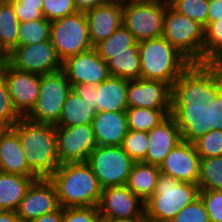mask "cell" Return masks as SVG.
Returning <instances> with one entry per match:
<instances>
[{"mask_svg":"<svg viewBox=\"0 0 222 222\" xmlns=\"http://www.w3.org/2000/svg\"><path fill=\"white\" fill-rule=\"evenodd\" d=\"M97 207L102 220L145 219V203L126 185L103 188Z\"/></svg>","mask_w":222,"mask_h":222,"instance_id":"4fadbf2b","label":"cell"},{"mask_svg":"<svg viewBox=\"0 0 222 222\" xmlns=\"http://www.w3.org/2000/svg\"><path fill=\"white\" fill-rule=\"evenodd\" d=\"M20 23L43 18V0H9Z\"/></svg>","mask_w":222,"mask_h":222,"instance_id":"f35d334b","label":"cell"},{"mask_svg":"<svg viewBox=\"0 0 222 222\" xmlns=\"http://www.w3.org/2000/svg\"><path fill=\"white\" fill-rule=\"evenodd\" d=\"M92 127L97 146H121L128 131L126 112H97Z\"/></svg>","mask_w":222,"mask_h":222,"instance_id":"cb8c5ba5","label":"cell"},{"mask_svg":"<svg viewBox=\"0 0 222 222\" xmlns=\"http://www.w3.org/2000/svg\"><path fill=\"white\" fill-rule=\"evenodd\" d=\"M85 16L89 38L94 47L123 24V0H109L106 4L85 11Z\"/></svg>","mask_w":222,"mask_h":222,"instance_id":"ffe728a7","label":"cell"},{"mask_svg":"<svg viewBox=\"0 0 222 222\" xmlns=\"http://www.w3.org/2000/svg\"><path fill=\"white\" fill-rule=\"evenodd\" d=\"M87 163L102 188L126 185L135 163L121 146H96Z\"/></svg>","mask_w":222,"mask_h":222,"instance_id":"30bf717a","label":"cell"},{"mask_svg":"<svg viewBox=\"0 0 222 222\" xmlns=\"http://www.w3.org/2000/svg\"><path fill=\"white\" fill-rule=\"evenodd\" d=\"M200 190H222V156L201 158Z\"/></svg>","mask_w":222,"mask_h":222,"instance_id":"1f68e13d","label":"cell"},{"mask_svg":"<svg viewBox=\"0 0 222 222\" xmlns=\"http://www.w3.org/2000/svg\"><path fill=\"white\" fill-rule=\"evenodd\" d=\"M210 222H222V190H200Z\"/></svg>","mask_w":222,"mask_h":222,"instance_id":"b9f144b4","label":"cell"},{"mask_svg":"<svg viewBox=\"0 0 222 222\" xmlns=\"http://www.w3.org/2000/svg\"><path fill=\"white\" fill-rule=\"evenodd\" d=\"M125 112L128 129L144 132H149L171 115V109H150L143 107H129Z\"/></svg>","mask_w":222,"mask_h":222,"instance_id":"4dcf8cb0","label":"cell"},{"mask_svg":"<svg viewBox=\"0 0 222 222\" xmlns=\"http://www.w3.org/2000/svg\"><path fill=\"white\" fill-rule=\"evenodd\" d=\"M121 148L134 162H142L148 149V132L128 129Z\"/></svg>","mask_w":222,"mask_h":222,"instance_id":"d590c367","label":"cell"},{"mask_svg":"<svg viewBox=\"0 0 222 222\" xmlns=\"http://www.w3.org/2000/svg\"><path fill=\"white\" fill-rule=\"evenodd\" d=\"M222 50V20L208 23L205 27L203 63H209Z\"/></svg>","mask_w":222,"mask_h":222,"instance_id":"8d00e7d4","label":"cell"},{"mask_svg":"<svg viewBox=\"0 0 222 222\" xmlns=\"http://www.w3.org/2000/svg\"><path fill=\"white\" fill-rule=\"evenodd\" d=\"M163 37L191 63H203L205 28L174 10L169 3L164 15Z\"/></svg>","mask_w":222,"mask_h":222,"instance_id":"8992f818","label":"cell"},{"mask_svg":"<svg viewBox=\"0 0 222 222\" xmlns=\"http://www.w3.org/2000/svg\"><path fill=\"white\" fill-rule=\"evenodd\" d=\"M222 20V0H209L208 23Z\"/></svg>","mask_w":222,"mask_h":222,"instance_id":"f6af8a7d","label":"cell"},{"mask_svg":"<svg viewBox=\"0 0 222 222\" xmlns=\"http://www.w3.org/2000/svg\"><path fill=\"white\" fill-rule=\"evenodd\" d=\"M222 90V76L209 63H192L172 85L171 104H209Z\"/></svg>","mask_w":222,"mask_h":222,"instance_id":"5b68a950","label":"cell"},{"mask_svg":"<svg viewBox=\"0 0 222 222\" xmlns=\"http://www.w3.org/2000/svg\"><path fill=\"white\" fill-rule=\"evenodd\" d=\"M177 12L198 22L204 28L208 24L209 0H168Z\"/></svg>","mask_w":222,"mask_h":222,"instance_id":"836d02e7","label":"cell"},{"mask_svg":"<svg viewBox=\"0 0 222 222\" xmlns=\"http://www.w3.org/2000/svg\"><path fill=\"white\" fill-rule=\"evenodd\" d=\"M13 128L18 133L30 170L38 178H49L61 165L57 153L56 126L35 123L22 117Z\"/></svg>","mask_w":222,"mask_h":222,"instance_id":"6da1fadb","label":"cell"},{"mask_svg":"<svg viewBox=\"0 0 222 222\" xmlns=\"http://www.w3.org/2000/svg\"><path fill=\"white\" fill-rule=\"evenodd\" d=\"M4 129H5V127L2 124H0V134Z\"/></svg>","mask_w":222,"mask_h":222,"instance_id":"816d5d0a","label":"cell"},{"mask_svg":"<svg viewBox=\"0 0 222 222\" xmlns=\"http://www.w3.org/2000/svg\"><path fill=\"white\" fill-rule=\"evenodd\" d=\"M59 207L54 184L49 178H39L28 187L16 213L24 222H28Z\"/></svg>","mask_w":222,"mask_h":222,"instance_id":"ac0fdd59","label":"cell"},{"mask_svg":"<svg viewBox=\"0 0 222 222\" xmlns=\"http://www.w3.org/2000/svg\"><path fill=\"white\" fill-rule=\"evenodd\" d=\"M33 181L31 177L0 172V210L16 211Z\"/></svg>","mask_w":222,"mask_h":222,"instance_id":"484cf974","label":"cell"},{"mask_svg":"<svg viewBox=\"0 0 222 222\" xmlns=\"http://www.w3.org/2000/svg\"><path fill=\"white\" fill-rule=\"evenodd\" d=\"M102 222H146V219L102 220Z\"/></svg>","mask_w":222,"mask_h":222,"instance_id":"f907efd6","label":"cell"},{"mask_svg":"<svg viewBox=\"0 0 222 222\" xmlns=\"http://www.w3.org/2000/svg\"><path fill=\"white\" fill-rule=\"evenodd\" d=\"M57 153L60 164L87 162L97 146L92 123L69 127H56Z\"/></svg>","mask_w":222,"mask_h":222,"instance_id":"5bb4252c","label":"cell"},{"mask_svg":"<svg viewBox=\"0 0 222 222\" xmlns=\"http://www.w3.org/2000/svg\"><path fill=\"white\" fill-rule=\"evenodd\" d=\"M181 140L180 129L169 115L148 132V149L142 162L159 166Z\"/></svg>","mask_w":222,"mask_h":222,"instance_id":"7402d4cb","label":"cell"},{"mask_svg":"<svg viewBox=\"0 0 222 222\" xmlns=\"http://www.w3.org/2000/svg\"><path fill=\"white\" fill-rule=\"evenodd\" d=\"M77 11L74 0H43V17L50 22Z\"/></svg>","mask_w":222,"mask_h":222,"instance_id":"ab89813d","label":"cell"},{"mask_svg":"<svg viewBox=\"0 0 222 222\" xmlns=\"http://www.w3.org/2000/svg\"><path fill=\"white\" fill-rule=\"evenodd\" d=\"M170 222H210L201 198L185 206Z\"/></svg>","mask_w":222,"mask_h":222,"instance_id":"60d3db41","label":"cell"},{"mask_svg":"<svg viewBox=\"0 0 222 222\" xmlns=\"http://www.w3.org/2000/svg\"><path fill=\"white\" fill-rule=\"evenodd\" d=\"M20 22L9 0L0 5V55L6 57L18 46Z\"/></svg>","mask_w":222,"mask_h":222,"instance_id":"83f0119b","label":"cell"},{"mask_svg":"<svg viewBox=\"0 0 222 222\" xmlns=\"http://www.w3.org/2000/svg\"><path fill=\"white\" fill-rule=\"evenodd\" d=\"M71 90L63 70L41 75L38 100L26 118L35 123L56 125Z\"/></svg>","mask_w":222,"mask_h":222,"instance_id":"ba28073f","label":"cell"},{"mask_svg":"<svg viewBox=\"0 0 222 222\" xmlns=\"http://www.w3.org/2000/svg\"><path fill=\"white\" fill-rule=\"evenodd\" d=\"M171 116L183 141L193 143L210 131L208 104H171Z\"/></svg>","mask_w":222,"mask_h":222,"instance_id":"44dd1931","label":"cell"},{"mask_svg":"<svg viewBox=\"0 0 222 222\" xmlns=\"http://www.w3.org/2000/svg\"><path fill=\"white\" fill-rule=\"evenodd\" d=\"M159 166L135 162L128 176L126 186L144 203L155 193Z\"/></svg>","mask_w":222,"mask_h":222,"instance_id":"d4e9b609","label":"cell"},{"mask_svg":"<svg viewBox=\"0 0 222 222\" xmlns=\"http://www.w3.org/2000/svg\"><path fill=\"white\" fill-rule=\"evenodd\" d=\"M62 218H63V208L60 206L54 212L44 214L28 222H62Z\"/></svg>","mask_w":222,"mask_h":222,"instance_id":"bcb514c9","label":"cell"},{"mask_svg":"<svg viewBox=\"0 0 222 222\" xmlns=\"http://www.w3.org/2000/svg\"><path fill=\"white\" fill-rule=\"evenodd\" d=\"M172 86L161 80H129L127 87L128 107L171 109Z\"/></svg>","mask_w":222,"mask_h":222,"instance_id":"d6986e66","label":"cell"},{"mask_svg":"<svg viewBox=\"0 0 222 222\" xmlns=\"http://www.w3.org/2000/svg\"><path fill=\"white\" fill-rule=\"evenodd\" d=\"M107 66L111 76L128 80L141 79L139 52L108 53Z\"/></svg>","mask_w":222,"mask_h":222,"instance_id":"f546056e","label":"cell"},{"mask_svg":"<svg viewBox=\"0 0 222 222\" xmlns=\"http://www.w3.org/2000/svg\"><path fill=\"white\" fill-rule=\"evenodd\" d=\"M141 78L161 80L171 86L192 64L162 36L138 42Z\"/></svg>","mask_w":222,"mask_h":222,"instance_id":"3957f363","label":"cell"},{"mask_svg":"<svg viewBox=\"0 0 222 222\" xmlns=\"http://www.w3.org/2000/svg\"><path fill=\"white\" fill-rule=\"evenodd\" d=\"M22 116L13 105L12 98L8 91L4 71L0 68V124L5 128L13 127Z\"/></svg>","mask_w":222,"mask_h":222,"instance_id":"e575fe53","label":"cell"},{"mask_svg":"<svg viewBox=\"0 0 222 222\" xmlns=\"http://www.w3.org/2000/svg\"><path fill=\"white\" fill-rule=\"evenodd\" d=\"M0 68L4 71L14 107L22 117H26L38 100L41 75L18 70L4 58Z\"/></svg>","mask_w":222,"mask_h":222,"instance_id":"9a60e30c","label":"cell"},{"mask_svg":"<svg viewBox=\"0 0 222 222\" xmlns=\"http://www.w3.org/2000/svg\"><path fill=\"white\" fill-rule=\"evenodd\" d=\"M94 48L105 62L108 61V53L139 52L138 41L123 24Z\"/></svg>","mask_w":222,"mask_h":222,"instance_id":"f1b7e54d","label":"cell"},{"mask_svg":"<svg viewBox=\"0 0 222 222\" xmlns=\"http://www.w3.org/2000/svg\"><path fill=\"white\" fill-rule=\"evenodd\" d=\"M50 40L62 62L71 56L92 49L85 12L77 11L52 21Z\"/></svg>","mask_w":222,"mask_h":222,"instance_id":"9c48e42d","label":"cell"},{"mask_svg":"<svg viewBox=\"0 0 222 222\" xmlns=\"http://www.w3.org/2000/svg\"><path fill=\"white\" fill-rule=\"evenodd\" d=\"M209 64L222 76V50L209 62Z\"/></svg>","mask_w":222,"mask_h":222,"instance_id":"681fc988","label":"cell"},{"mask_svg":"<svg viewBox=\"0 0 222 222\" xmlns=\"http://www.w3.org/2000/svg\"><path fill=\"white\" fill-rule=\"evenodd\" d=\"M54 184L59 206H97L103 188L87 162L61 164L49 177Z\"/></svg>","mask_w":222,"mask_h":222,"instance_id":"7a4b0ae2","label":"cell"},{"mask_svg":"<svg viewBox=\"0 0 222 222\" xmlns=\"http://www.w3.org/2000/svg\"><path fill=\"white\" fill-rule=\"evenodd\" d=\"M4 59L18 70L39 75L54 73L63 67L51 40L17 46Z\"/></svg>","mask_w":222,"mask_h":222,"instance_id":"7c38bea8","label":"cell"},{"mask_svg":"<svg viewBox=\"0 0 222 222\" xmlns=\"http://www.w3.org/2000/svg\"><path fill=\"white\" fill-rule=\"evenodd\" d=\"M62 70L72 86L99 85L111 76L107 62L98 55L94 47L67 58L63 62Z\"/></svg>","mask_w":222,"mask_h":222,"instance_id":"2e32d148","label":"cell"},{"mask_svg":"<svg viewBox=\"0 0 222 222\" xmlns=\"http://www.w3.org/2000/svg\"><path fill=\"white\" fill-rule=\"evenodd\" d=\"M0 222H24L16 211L0 210Z\"/></svg>","mask_w":222,"mask_h":222,"instance_id":"c3c4849f","label":"cell"},{"mask_svg":"<svg viewBox=\"0 0 222 222\" xmlns=\"http://www.w3.org/2000/svg\"><path fill=\"white\" fill-rule=\"evenodd\" d=\"M97 112L96 108L86 106L84 100L72 89L55 126L69 127L90 124Z\"/></svg>","mask_w":222,"mask_h":222,"instance_id":"4316f807","label":"cell"},{"mask_svg":"<svg viewBox=\"0 0 222 222\" xmlns=\"http://www.w3.org/2000/svg\"><path fill=\"white\" fill-rule=\"evenodd\" d=\"M62 222H102L97 206L63 208Z\"/></svg>","mask_w":222,"mask_h":222,"instance_id":"7bdbcfd3","label":"cell"},{"mask_svg":"<svg viewBox=\"0 0 222 222\" xmlns=\"http://www.w3.org/2000/svg\"><path fill=\"white\" fill-rule=\"evenodd\" d=\"M17 131L5 128L0 134V172L19 174L39 179L27 165Z\"/></svg>","mask_w":222,"mask_h":222,"instance_id":"603a6c76","label":"cell"},{"mask_svg":"<svg viewBox=\"0 0 222 222\" xmlns=\"http://www.w3.org/2000/svg\"><path fill=\"white\" fill-rule=\"evenodd\" d=\"M198 184L180 182L160 173L155 193L145 202L146 222H170L185 206L199 198Z\"/></svg>","mask_w":222,"mask_h":222,"instance_id":"277c9868","label":"cell"},{"mask_svg":"<svg viewBox=\"0 0 222 222\" xmlns=\"http://www.w3.org/2000/svg\"><path fill=\"white\" fill-rule=\"evenodd\" d=\"M200 159L194 143L181 140L159 165L160 173L180 182L198 184Z\"/></svg>","mask_w":222,"mask_h":222,"instance_id":"e0dca14e","label":"cell"},{"mask_svg":"<svg viewBox=\"0 0 222 222\" xmlns=\"http://www.w3.org/2000/svg\"><path fill=\"white\" fill-rule=\"evenodd\" d=\"M128 79L110 76L99 85L78 84L72 89L85 102L86 106L96 108L98 112H121L127 104Z\"/></svg>","mask_w":222,"mask_h":222,"instance_id":"8fae6325","label":"cell"},{"mask_svg":"<svg viewBox=\"0 0 222 222\" xmlns=\"http://www.w3.org/2000/svg\"><path fill=\"white\" fill-rule=\"evenodd\" d=\"M109 0H74L78 11H87L97 6L106 4Z\"/></svg>","mask_w":222,"mask_h":222,"instance_id":"7dc6e473","label":"cell"},{"mask_svg":"<svg viewBox=\"0 0 222 222\" xmlns=\"http://www.w3.org/2000/svg\"><path fill=\"white\" fill-rule=\"evenodd\" d=\"M168 0H123V25L138 42L163 36Z\"/></svg>","mask_w":222,"mask_h":222,"instance_id":"52a82bcc","label":"cell"},{"mask_svg":"<svg viewBox=\"0 0 222 222\" xmlns=\"http://www.w3.org/2000/svg\"><path fill=\"white\" fill-rule=\"evenodd\" d=\"M2 60H3V57L0 55V64H1Z\"/></svg>","mask_w":222,"mask_h":222,"instance_id":"f5cc1de1","label":"cell"},{"mask_svg":"<svg viewBox=\"0 0 222 222\" xmlns=\"http://www.w3.org/2000/svg\"><path fill=\"white\" fill-rule=\"evenodd\" d=\"M51 22L45 19L20 23L18 46L33 45L50 40Z\"/></svg>","mask_w":222,"mask_h":222,"instance_id":"d6a6232c","label":"cell"},{"mask_svg":"<svg viewBox=\"0 0 222 222\" xmlns=\"http://www.w3.org/2000/svg\"><path fill=\"white\" fill-rule=\"evenodd\" d=\"M193 143L200 158L222 156V130H210Z\"/></svg>","mask_w":222,"mask_h":222,"instance_id":"74e56055","label":"cell"},{"mask_svg":"<svg viewBox=\"0 0 222 222\" xmlns=\"http://www.w3.org/2000/svg\"><path fill=\"white\" fill-rule=\"evenodd\" d=\"M210 130H222V90L208 104Z\"/></svg>","mask_w":222,"mask_h":222,"instance_id":"ee69618b","label":"cell"}]
</instances>
